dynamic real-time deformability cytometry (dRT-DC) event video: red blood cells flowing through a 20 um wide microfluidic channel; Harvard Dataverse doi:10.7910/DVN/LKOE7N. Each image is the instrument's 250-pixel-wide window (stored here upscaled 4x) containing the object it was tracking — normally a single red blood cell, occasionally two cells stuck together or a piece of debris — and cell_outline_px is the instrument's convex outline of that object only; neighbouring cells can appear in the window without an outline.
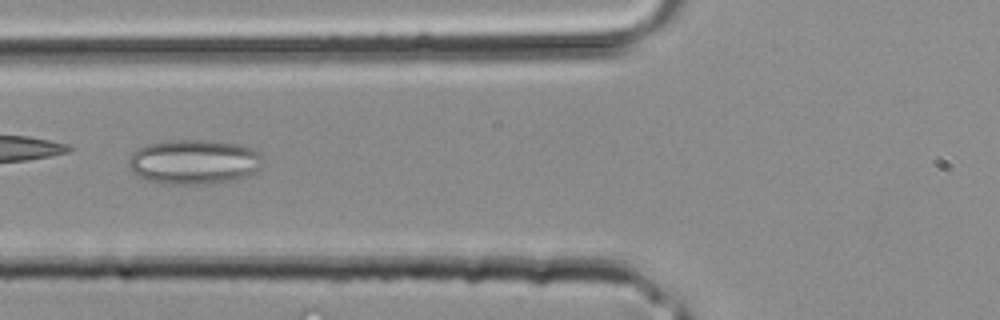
{"species": "common noctule bat (a hibernating species)", "species_latin": "Nyctalus noctula", "temperature_condition": "room temperature", "stored_images_in_passage": 4, "camera_frame_rate_fps": 3000, "um_per_image_px": 0.085, "animal": {"sex": "male", "body_mass_g": 20.4}, "frame": {"image": 1, "passage_image": 4, "time_ms": 1.0, "image_size_px": [1000, 320], "cell_outline_px": [[264, 164], [256, 172], [248, 176], [232, 180], [204, 184], [164, 184], [148, 180], [132, 172], [128, 164], [128, 160], [132, 152], [136, 148], [144, 144], [168, 140], [216, 140], [244, 144], [252, 148], [260, 156]], "centroid_in_image_um": [16.49, 13.74], "position_along_channel_um": 109.3, "area_um2": 35.55}}